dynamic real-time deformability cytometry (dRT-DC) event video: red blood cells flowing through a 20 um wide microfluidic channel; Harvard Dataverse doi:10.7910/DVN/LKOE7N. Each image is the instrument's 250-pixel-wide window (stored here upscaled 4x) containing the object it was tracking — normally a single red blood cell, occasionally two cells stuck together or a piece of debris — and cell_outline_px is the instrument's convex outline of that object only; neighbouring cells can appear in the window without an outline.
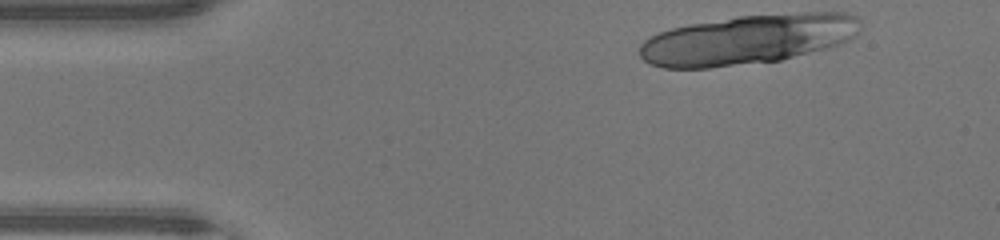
{"species": "human", "species_latin": "Homo sapiens", "temperature_condition": "warm", "stored_images_in_passage": 36, "segment_of_instrument_passage": [1, 2], "camera_frame_rate_fps": 3000, "um_per_image_px": 0.085, "donor": {"sex": "male"}, "frame": {"image": 1, "passage_image": 1, "time_ms": 0.0, "image_size_px": [1000, 240], "cell_outline_px": [[860, 28], [856, 36], [840, 44], [780, 60], [708, 68], [664, 68], [648, 64], [640, 56], [640, 44], [644, 40], [660, 32], [672, 28], [688, 24], [740, 16], [804, 12], [844, 12], [856, 16], [860, 20]], "centroid_in_image_um": [63.57, 3.35], "position_along_channel_um": 21.4, "area_um2": 63.93}}